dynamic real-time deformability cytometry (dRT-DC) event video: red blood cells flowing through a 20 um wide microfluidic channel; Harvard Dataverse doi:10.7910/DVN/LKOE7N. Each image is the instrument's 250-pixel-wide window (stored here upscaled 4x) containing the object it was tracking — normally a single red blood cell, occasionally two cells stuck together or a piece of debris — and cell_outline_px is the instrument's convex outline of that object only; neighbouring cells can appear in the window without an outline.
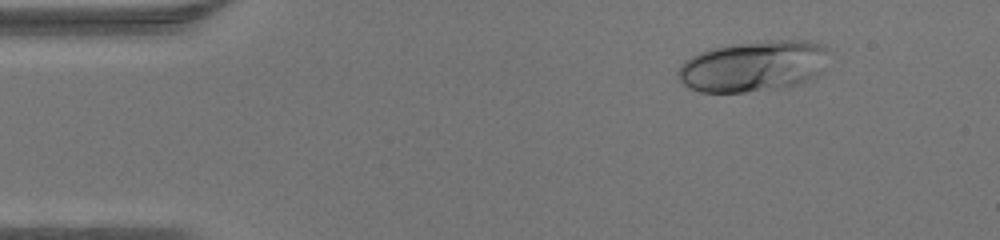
{"species": "human", "species_latin": "Homo sapiens", "temperature_condition": "warm", "stored_images_in_passage": 42, "camera_frame_rate_fps": 3000, "um_per_image_px": 0.085, "donor": {"sex": "male"}, "frame": {"image": 1, "passage_image": 2, "time_ms": 0.333, "image_size_px": [1000, 240], "cell_outline_px": [[828, 48], [824, 72], [816, 76], [796, 84], [744, 92], [700, 92], [684, 84], [680, 80], [676, 72], [680, 64], [684, 60], [708, 48], [732, 44], [764, 40], [808, 40], [824, 44]], "centroid_in_image_um": [64.04, 5.59], "position_along_channel_um": 21.0, "area_um2": 44.91}}
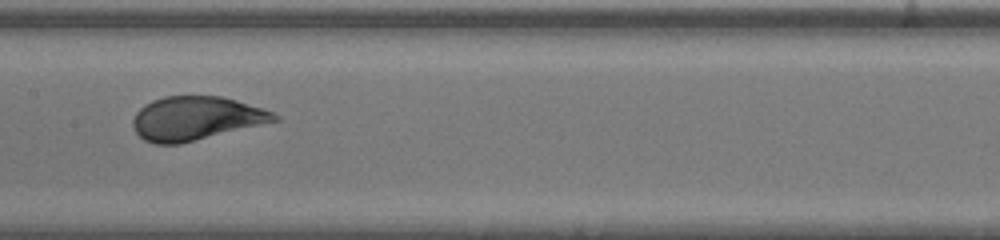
{"frame": {"image": 2, "passage_image": 19, "time_ms": 6.0, "image_size_px": [1000, 240], "cell_outline_px": [[280, 120], [180, 144], [152, 144], [144, 140], [132, 128], [132, 120], [136, 112], [144, 104], [152, 100], [164, 96], [220, 96], [236, 100], [272, 112], [280, 116]], "centroid_in_image_um": [16.61, 10.07], "position_along_channel_um": 190.8, "area_um2": 36.01}}
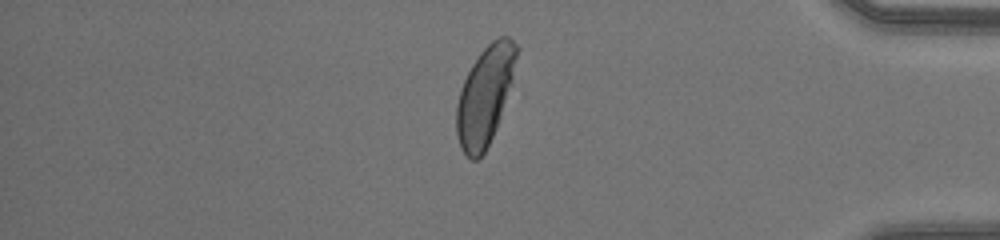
{"frame": {"image": 3, "passage_image": 35, "time_ms": 11.333, "image_size_px": [1000, 240], "cell_outline_px": [[520, 48], [512, 84], [496, 128], [484, 152], [476, 160], [472, 160], [460, 148], [456, 132], [456, 104], [460, 88], [472, 64], [480, 52], [492, 40], [500, 36], [508, 36]], "centroid_in_image_um": [41.23, 8.08], "position_along_channel_um": 394.0, "area_um2": 34.62}}